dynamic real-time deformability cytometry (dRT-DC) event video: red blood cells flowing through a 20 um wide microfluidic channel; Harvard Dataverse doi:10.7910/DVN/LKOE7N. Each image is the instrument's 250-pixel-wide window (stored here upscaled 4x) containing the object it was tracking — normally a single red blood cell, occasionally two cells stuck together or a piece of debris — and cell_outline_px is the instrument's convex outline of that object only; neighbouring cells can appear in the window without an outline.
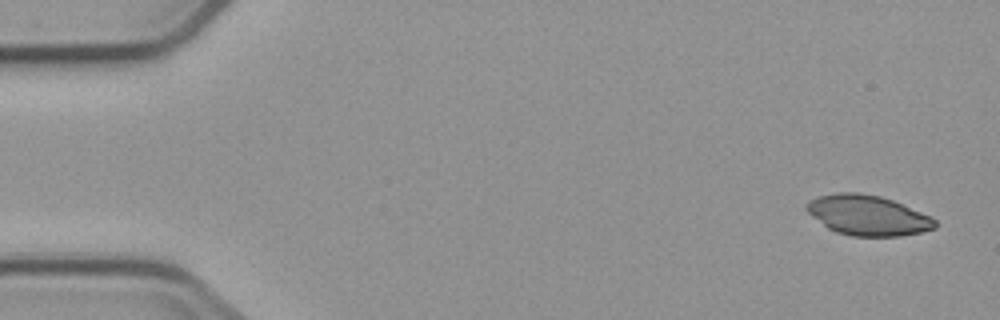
{"species": "common noctule bat (a hibernating species)", "species_latin": "Nyctalus noctula", "temperature_condition": "cold", "stored_images_in_passage": 5, "camera_frame_rate_fps": 3000, "um_per_image_px": 0.085, "animal": {"sex": "male", "body_mass_g": 23.1, "forearm_length_mm": 52.7}, "frame": {"image": 1, "passage_image": 1, "time_ms": 0.0, "image_size_px": [1000, 320], "cell_outline_px": [[936, 228], [920, 232], [900, 236], [852, 236], [836, 232], [828, 228], [812, 216], [804, 208], [804, 204], [808, 200], [816, 196], [836, 192], [860, 192], [880, 196], [892, 200], [932, 216], [936, 220]], "centroid_in_image_um": [73.73, 18.29], "position_along_channel_um": 11.3, "area_um2": 30.29}}